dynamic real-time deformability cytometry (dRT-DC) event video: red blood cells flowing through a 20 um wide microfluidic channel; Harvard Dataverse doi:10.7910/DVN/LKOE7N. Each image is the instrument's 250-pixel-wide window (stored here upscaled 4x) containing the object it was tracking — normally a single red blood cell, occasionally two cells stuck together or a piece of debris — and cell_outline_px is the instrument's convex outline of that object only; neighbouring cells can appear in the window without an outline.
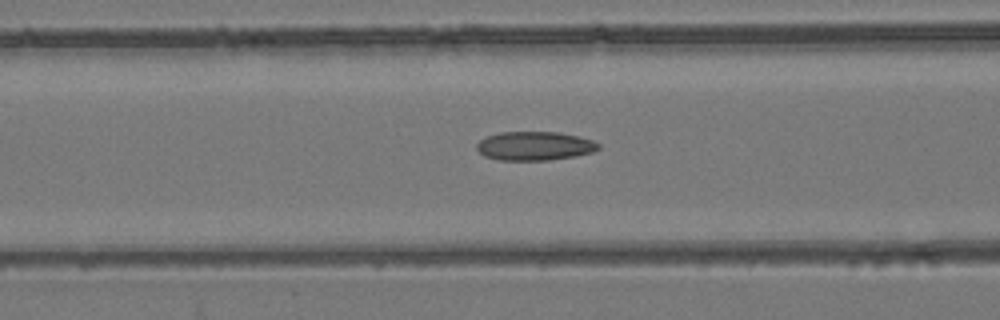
{"species": "common noctule bat (a hibernating species)", "species_latin": "Nyctalus noctula", "temperature_condition": "room temperature", "stored_images_in_passage": 55, "camera_frame_rate_fps": 3000, "um_per_image_px": 0.085, "animal": {"sex": "female", "body_mass_g": 24.6, "forearm_length_mm": 56.2}, "frame": {"image": 1, "passage_image": 23, "time_ms": 7.333, "image_size_px": [1000, 320], "cell_outline_px": [[600, 148], [592, 152], [576, 156], [548, 160], [500, 160], [484, 156], [476, 148], [476, 144], [480, 140], [488, 136], [500, 132], [556, 132], [580, 136], [592, 140], [600, 144]], "centroid_in_image_um": [45.46, 12.4], "position_along_channel_um": 121.1, "area_um2": 20.46}}
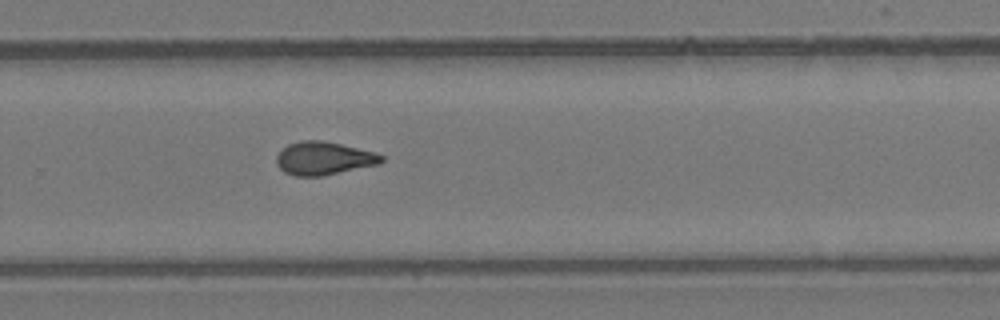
{"frame": {"image": 2, "passage_image": 37, "time_ms": 12.0, "image_size_px": [1000, 320], "cell_outline_px": [[384, 160], [380, 164], [320, 176], [296, 176], [284, 172], [276, 164], [276, 156], [288, 144], [300, 140], [324, 140], [372, 152], [384, 156]], "centroid_in_image_um": [27.49, 13.46], "position_along_channel_um": 302.3, "area_um2": 20.11}}
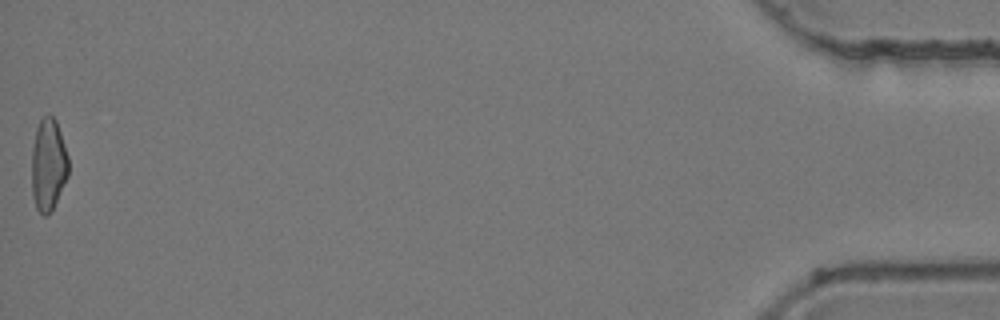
{"frame": {"image": 3, "passage_image": 55, "time_ms": 18.0, "image_size_px": [1000, 320], "cell_outline_px": [[68, 176], [52, 212], [48, 216], [44, 216], [36, 208], [32, 196], [32, 148], [36, 128], [40, 120], [48, 112], [56, 120], [68, 156]], "centroid_in_image_um": [4.1, 14.03], "position_along_channel_um": 431.1, "area_um2": 20.0}, "authors_computed_cell_mechanics": {"area_um2": 20.1722, "velocity_mm_per_s": 3.8885, "shape_relaxation_time_tau1_ms": null, "shape_relaxation_time_tau2_ms": 2.901, "deformation_change_tau1": null, "deformation_change_tau2": 0.0912}}